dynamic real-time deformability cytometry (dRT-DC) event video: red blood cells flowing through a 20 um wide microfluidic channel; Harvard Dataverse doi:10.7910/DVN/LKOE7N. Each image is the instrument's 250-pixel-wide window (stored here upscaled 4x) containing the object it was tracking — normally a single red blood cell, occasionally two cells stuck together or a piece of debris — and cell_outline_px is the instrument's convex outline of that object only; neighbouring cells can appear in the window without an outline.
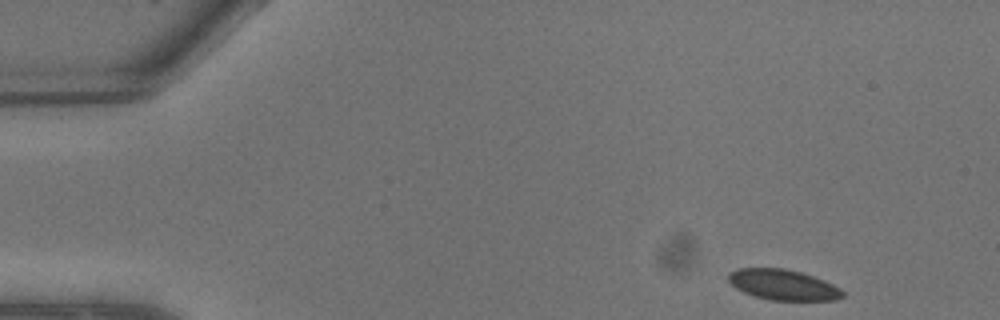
{"species": "common noctule bat (a hibernating species)", "species_latin": "Nyctalus noctula", "temperature_condition": "warm", "stored_images_in_passage": 7, "camera_frame_rate_fps": 3000, "um_per_image_px": 0.085, "animal": {"sex": "male", "body_mass_g": 13.3}, "frame": {"image": 1, "passage_image": 1, "time_ms": 0.0, "image_size_px": [1000, 320], "cell_outline_px": [[844, 296], [836, 300], [772, 300], [756, 296], [744, 292], [736, 288], [728, 280], [728, 272], [736, 268], [784, 268], [800, 272], [824, 280], [840, 288], [844, 292]], "centroid_in_image_um": [66.55, 24.2], "position_along_channel_um": 18.4, "area_um2": 20.23}}
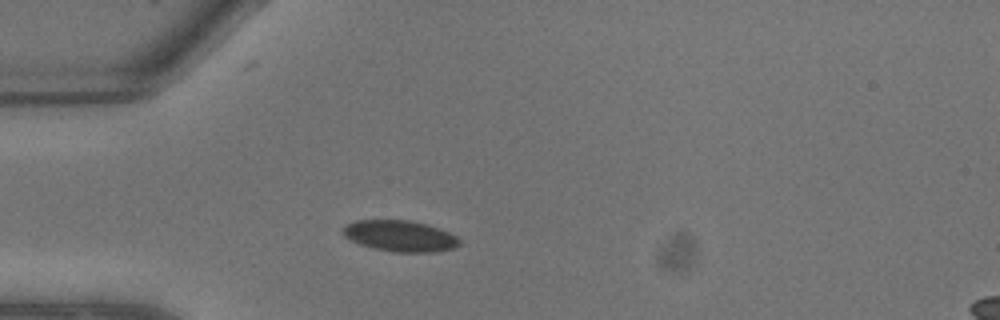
{"frame": {"image": 2, "passage_image": 5, "time_ms": 1.333, "image_size_px": [1000, 320], "cell_outline_px": [[460, 244], [452, 248], [436, 252], [396, 252], [372, 248], [360, 244], [344, 236], [340, 232], [344, 224], [356, 220], [412, 220], [440, 228], [456, 236], [460, 240]], "centroid_in_image_um": [33.97, 20.05], "position_along_channel_um": 51.0, "area_um2": 21.27}}
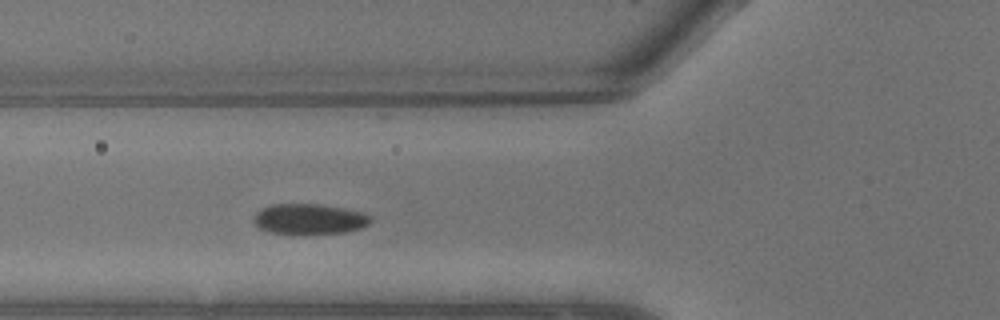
{"frame": {"image": 3, "passage_image": 7, "time_ms": 2.0, "image_size_px": [1000, 320], "cell_outline_px": [[372, 220], [368, 224], [360, 228], [344, 232], [304, 236], [300, 236], [272, 232], [260, 228], [252, 220], [252, 216], [260, 208], [272, 204], [320, 204], [344, 208], [364, 212], [372, 216]], "centroid_in_image_um": [26.28, 18.64], "position_along_channel_um": 99.5, "area_um2": 21.44}}